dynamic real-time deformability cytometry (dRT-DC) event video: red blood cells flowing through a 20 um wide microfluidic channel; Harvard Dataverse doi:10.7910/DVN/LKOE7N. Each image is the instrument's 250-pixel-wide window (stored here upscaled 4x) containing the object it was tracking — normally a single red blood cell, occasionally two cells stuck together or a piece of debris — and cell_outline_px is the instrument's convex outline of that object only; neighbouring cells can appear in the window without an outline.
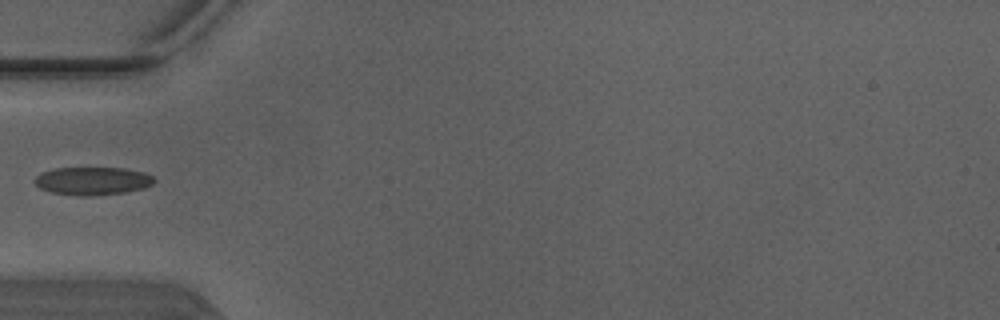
{"species": "Egyptian fruit bat (a non-hibernating species)", "species_latin": "Rousettus aegyptiacus", "temperature_condition": "warm", "stored_images_in_passage": 5, "segment_of_instrument_passage": [2, 2], "camera_frame_rate_fps": 3000, "um_per_image_px": 0.085, "animal": {"sex": "male"}, "frame": {"image": 1, "passage_image": 5, "time_ms": 1.333, "image_size_px": [1000, 320], "cell_outline_px": [[156, 180], [152, 184], [144, 188], [124, 192], [92, 196], [80, 196], [52, 192], [40, 188], [32, 180], [36, 176], [44, 172], [56, 168], [124, 168], [144, 172], [152, 176]], "centroid_in_image_um": [7.88, 15.38], "position_along_channel_um": 77.1, "area_um2": 19.42}}